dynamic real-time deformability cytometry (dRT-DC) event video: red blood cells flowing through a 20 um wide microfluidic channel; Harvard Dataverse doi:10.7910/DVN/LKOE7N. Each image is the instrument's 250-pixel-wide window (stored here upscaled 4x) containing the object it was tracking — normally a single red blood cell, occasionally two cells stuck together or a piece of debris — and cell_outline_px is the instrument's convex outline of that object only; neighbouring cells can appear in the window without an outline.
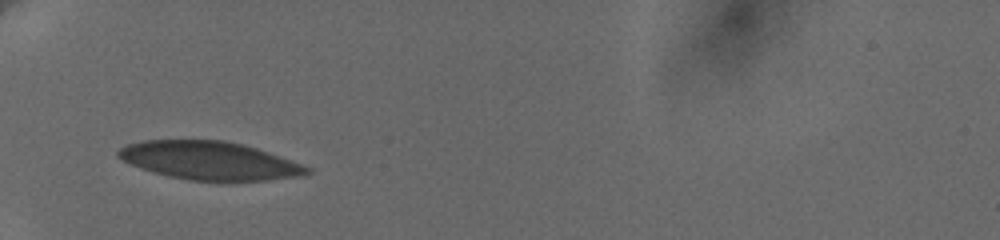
{"species": "human", "species_latin": "Homo sapiens", "temperature_condition": "cold", "stored_images_in_passage": 27, "camera_frame_rate_fps": 3000, "um_per_image_px": 0.085, "donor": {"sex": "female"}, "frame": {"image": 1, "passage_image": 1, "time_ms": 0.0, "image_size_px": [1000, 240], "cell_outline_px": [[312, 172], [300, 176], [268, 180], [188, 180], [140, 168], [116, 156], [116, 152], [120, 148], [128, 144], [144, 140], [224, 140], [244, 144], [304, 164], [312, 168]], "centroid_in_image_um": [17.85, 13.64], "position_along_channel_um": 67.2, "area_um2": 41.73}}
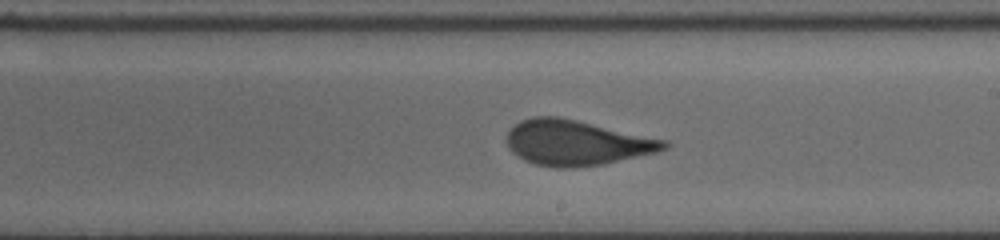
{"frame": {"image": 2, "passage_image": 14, "time_ms": 5.0, "image_size_px": [1000, 240], "cell_outline_px": [[672, 144], [668, 148], [656, 152], [604, 164], [572, 168], [556, 168], [532, 164], [516, 156], [508, 148], [504, 140], [508, 132], [520, 120], [532, 116], [556, 116], [576, 120], [668, 140]], "centroid_in_image_um": [48.98, 12.14], "position_along_channel_um": 240.0, "area_um2": 41.85}}
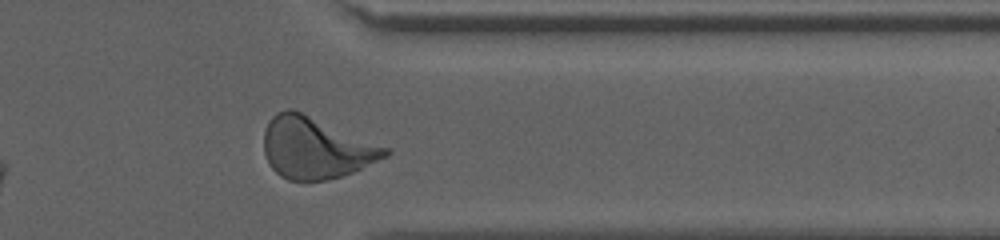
{"frame": {"image": 3, "passage_image": 25, "time_ms": 9.0, "image_size_px": [1000, 240], "cell_outline_px": [[392, 152], [388, 156], [352, 172], [340, 176], [324, 180], [288, 180], [280, 176], [268, 164], [264, 152], [264, 132], [272, 116], [276, 112], [288, 108], [292, 108], [388, 148]], "centroid_in_image_um": [26.81, 12.57], "position_along_channel_um": 384.6, "area_um2": 42.95}, "authors_computed_cell_mechanics": {"area_um2": 41.4426, "velocity_mm_per_s": 3.6412, "shape_relaxation_time_tau1_ms": 7.4384, "shape_relaxation_time_tau2_ms": null, "deformation_change_tau1": 0.1824, "deformation_change_tau2": null}}